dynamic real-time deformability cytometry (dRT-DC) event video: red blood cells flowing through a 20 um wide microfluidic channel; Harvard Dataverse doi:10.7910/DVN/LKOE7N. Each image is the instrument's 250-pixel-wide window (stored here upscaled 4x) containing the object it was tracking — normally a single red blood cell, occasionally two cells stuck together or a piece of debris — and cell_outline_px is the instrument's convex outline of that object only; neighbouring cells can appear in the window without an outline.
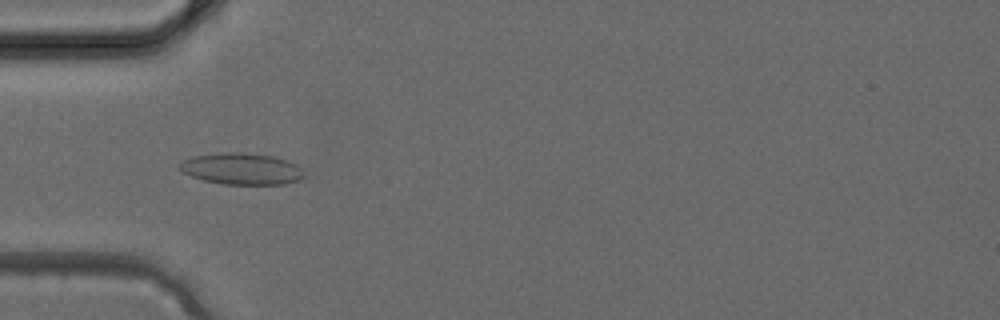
{"species": "common noctule bat (a hibernating species)", "species_latin": "Nyctalus noctula", "temperature_condition": "cold", "stored_images_in_passage": 1, "camera_frame_rate_fps": 3000, "um_per_image_px": 0.085, "animal": {"sex": "female", "body_mass_g": 24.6, "forearm_length_mm": 56.2}, "frame": {"image": 1, "passage_image": 1, "time_ms": 0.0, "image_size_px": [1000, 320], "cell_outline_px": [[304, 176], [300, 180], [284, 184], [224, 184], [204, 180], [192, 176], [184, 172], [176, 164], [180, 160], [192, 156], [220, 152], [240, 152], [276, 156], [288, 160], [296, 164], [300, 168]], "centroid_in_image_um": [20.51, 14.33], "position_along_channel_um": 64.5, "area_um2": 23.06}}